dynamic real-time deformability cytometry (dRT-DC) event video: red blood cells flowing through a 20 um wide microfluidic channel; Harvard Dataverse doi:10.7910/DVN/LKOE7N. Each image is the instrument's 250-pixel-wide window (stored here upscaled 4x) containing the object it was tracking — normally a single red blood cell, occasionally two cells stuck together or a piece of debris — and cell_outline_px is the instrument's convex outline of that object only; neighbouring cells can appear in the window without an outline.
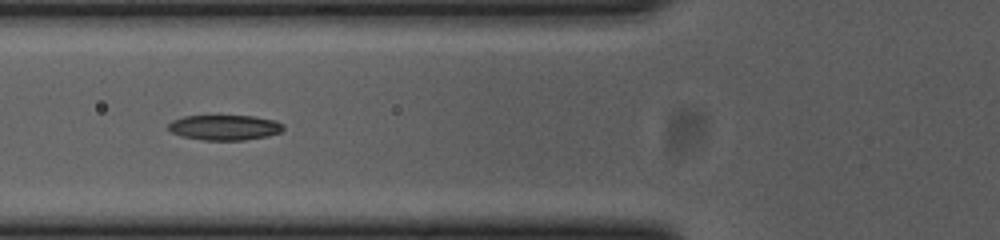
{"species": "common noctule bat (a hibernating species)", "species_latin": "Nyctalus noctula", "temperature_condition": "cold", "stored_images_in_passage": 36, "camera_frame_rate_fps": 3000, "um_per_image_px": 0.085, "animal": {"sex": "female", "body_mass_g": 23.0, "forearm_length_mm": 53.4}, "frame": {"image": 1, "passage_image": 6, "time_ms": 1.667, "image_size_px": [1000, 240], "cell_outline_px": [[284, 128], [280, 132], [268, 136], [244, 140], [204, 140], [180, 136], [172, 132], [168, 128], [168, 124], [172, 120], [184, 116], [252, 116], [276, 120], [284, 124]], "centroid_in_image_um": [19.1, 10.84], "position_along_channel_um": 106.7, "area_um2": 16.94}}
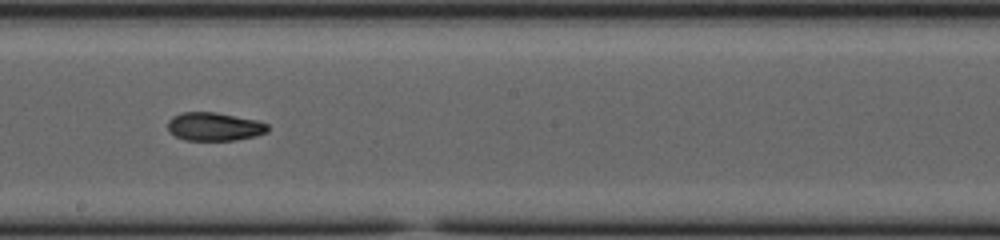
{"frame": {"image": 2, "passage_image": 16, "time_ms": 5.0, "image_size_px": [1000, 240], "cell_outline_px": [[268, 132], [256, 136], [236, 140], [184, 140], [176, 136], [168, 128], [168, 120], [172, 116], [184, 112], [216, 112], [256, 120], [268, 124]], "centroid_in_image_um": [18.23, 10.76], "position_along_channel_um": 230.0, "area_um2": 16.47}}
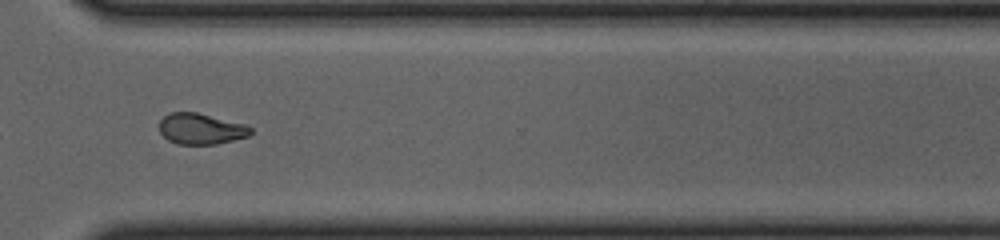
{"frame": {"image": 3, "passage_image": 26, "time_ms": 8.333, "image_size_px": [1000, 240], "cell_outline_px": [[252, 132], [248, 136], [216, 144], [176, 144], [168, 140], [160, 132], [160, 120], [164, 116], [172, 112], [196, 112], [248, 124], [252, 128]], "centroid_in_image_um": [17.1, 10.94], "position_along_channel_um": 353.5, "area_um2": 16.53}}